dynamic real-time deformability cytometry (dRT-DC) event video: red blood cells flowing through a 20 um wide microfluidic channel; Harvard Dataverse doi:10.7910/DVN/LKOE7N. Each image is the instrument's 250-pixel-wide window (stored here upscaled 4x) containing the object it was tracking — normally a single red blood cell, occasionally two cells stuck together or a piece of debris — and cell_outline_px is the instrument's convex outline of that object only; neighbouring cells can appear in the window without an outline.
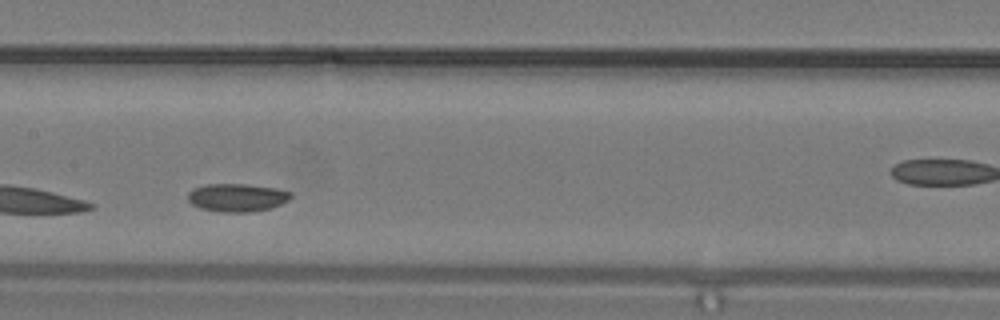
{"species": "common noctule bat (a hibernating species)", "species_latin": "Nyctalus noctula", "temperature_condition": "warm", "stored_images_in_passage": 15, "camera_frame_rate_fps": 3000, "um_per_image_px": 0.085, "animal": {"sex": "male", "body_mass_g": 19.2, "forearm_length_mm": 51.8}, "frame": {"image": 1, "passage_image": 11, "time_ms": 3.333, "image_size_px": [1000, 320], "cell_outline_px": [[292, 196], [288, 200], [272, 208], [248, 212], [224, 212], [200, 208], [192, 204], [188, 200], [188, 192], [192, 188], [204, 184], [244, 184], [276, 188], [292, 192]], "centroid_in_image_um": [20.14, 16.78], "position_along_channel_um": 187.3, "area_um2": 16.88}}
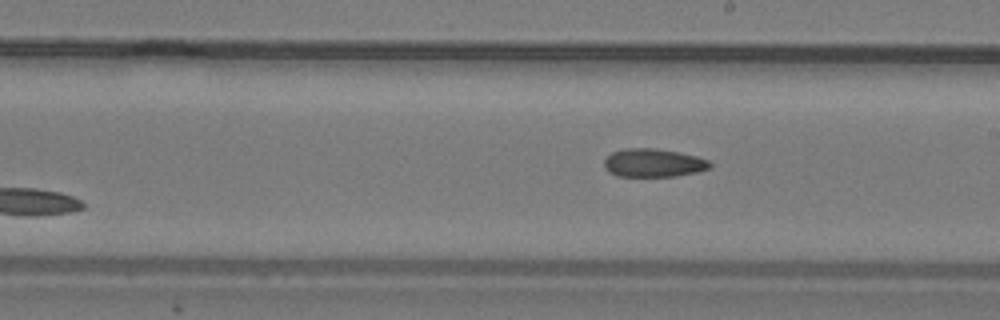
{"frame": {"image": 2, "passage_image": 15, "time_ms": 4.667, "image_size_px": [1000, 320], "cell_outline_px": [[712, 168], [696, 172], [676, 176], [616, 176], [608, 172], [604, 168], [604, 160], [612, 152], [624, 148], [656, 148], [680, 152], [696, 156], [708, 160], [712, 164]], "centroid_in_image_um": [55.53, 13.84], "position_along_channel_um": 233.5, "area_um2": 17.63}}